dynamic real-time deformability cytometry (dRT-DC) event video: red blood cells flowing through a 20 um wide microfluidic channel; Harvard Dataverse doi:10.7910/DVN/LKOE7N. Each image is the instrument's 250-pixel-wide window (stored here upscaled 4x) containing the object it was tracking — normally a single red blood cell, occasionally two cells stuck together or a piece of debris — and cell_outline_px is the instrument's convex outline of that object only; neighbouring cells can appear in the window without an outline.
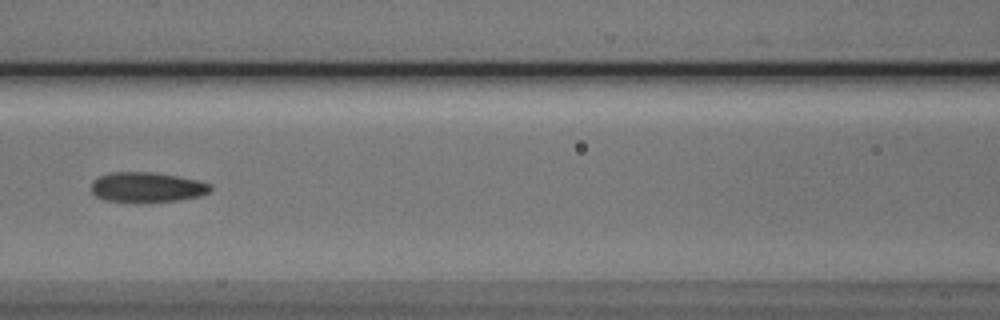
{"species": "Egyptian fruit bat (a non-hibernating species)", "species_latin": "Rousettus aegyptiacus", "temperature_condition": "cold", "stored_images_in_passage": 7, "camera_frame_rate_fps": 3000, "um_per_image_px": 0.085, "animal": {"sex": "male"}, "frame": {"image": 1, "passage_image": 7, "time_ms": 7.0, "image_size_px": [1000, 320], "cell_outline_px": [[212, 188], [208, 192], [200, 196], [180, 200], [136, 204], [132, 204], [104, 200], [96, 196], [92, 192], [92, 184], [100, 176], [112, 172], [152, 172], [176, 176], [196, 180], [212, 184]], "centroid_in_image_um": [12.49, 15.95], "position_along_channel_um": 154.1, "area_um2": 21.21}}